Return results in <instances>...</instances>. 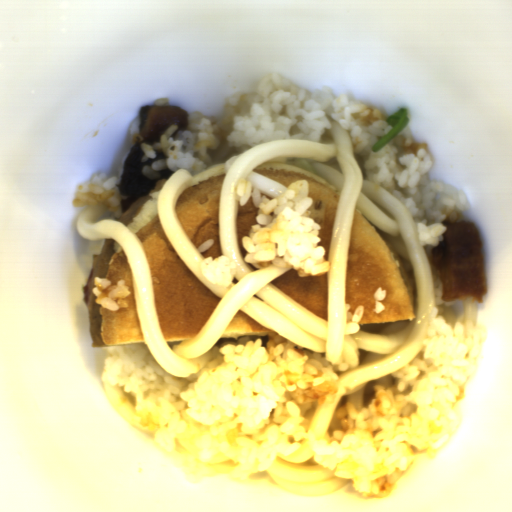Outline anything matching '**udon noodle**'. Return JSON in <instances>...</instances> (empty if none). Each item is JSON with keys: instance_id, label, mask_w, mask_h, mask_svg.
I'll list each match as a JSON object with an SVG mask.
<instances>
[{"instance_id": "udon-noodle-1", "label": "udon noodle", "mask_w": 512, "mask_h": 512, "mask_svg": "<svg viewBox=\"0 0 512 512\" xmlns=\"http://www.w3.org/2000/svg\"><path fill=\"white\" fill-rule=\"evenodd\" d=\"M327 119L332 126L324 128L319 142L280 137L194 175L186 169L174 172L160 190L149 195L128 224L117 219H101L109 208L104 203L88 205L76 218L77 233L83 239H114L124 251L144 343L168 374L185 379L200 370V364L191 359L211 347H220L222 342H238L239 338H220L240 310L311 354L318 352L334 365L347 363L346 371H335L339 378L338 393L325 396L322 404L316 401L303 414L305 420L299 426L318 440L326 433L333 436L334 429L347 431L349 426L342 428L337 417L338 409L346 402L359 410L367 408L376 397L373 386L387 389L397 383L399 378L391 373L410 364L420 352L437 307L434 272L419 240L416 220L405 205L367 176L364 160L357 154L350 131L332 118ZM255 168H284L322 181L340 193L328 258L331 266L327 320L271 284L292 267L281 269L270 264L262 269L243 261L235 232L239 203L234 190L240 179L251 181L269 199L287 190L254 171ZM223 173L220 242L223 255L236 264L229 288L214 285L202 274L204 257L181 228L174 211L185 188ZM359 207L404 263L416 287L417 314L409 321L359 325L358 332L344 336L346 253L353 211ZM154 215H158L172 245L191 272L222 298L195 339L167 342L161 332L151 276L135 235Z\"/></svg>"}, {"instance_id": "udon-noodle-2", "label": "udon noodle", "mask_w": 512, "mask_h": 512, "mask_svg": "<svg viewBox=\"0 0 512 512\" xmlns=\"http://www.w3.org/2000/svg\"><path fill=\"white\" fill-rule=\"evenodd\" d=\"M293 455H279L265 470L273 482L287 493L304 497H318L336 492L352 479L336 476V469H327L314 461L313 450L306 440Z\"/></svg>"}, {"instance_id": "udon-noodle-3", "label": "udon noodle", "mask_w": 512, "mask_h": 512, "mask_svg": "<svg viewBox=\"0 0 512 512\" xmlns=\"http://www.w3.org/2000/svg\"><path fill=\"white\" fill-rule=\"evenodd\" d=\"M249 339H251L253 342L257 339V338H261L262 339V347H265L266 348V343L269 342V335L268 336H248Z\"/></svg>"}]
</instances>
